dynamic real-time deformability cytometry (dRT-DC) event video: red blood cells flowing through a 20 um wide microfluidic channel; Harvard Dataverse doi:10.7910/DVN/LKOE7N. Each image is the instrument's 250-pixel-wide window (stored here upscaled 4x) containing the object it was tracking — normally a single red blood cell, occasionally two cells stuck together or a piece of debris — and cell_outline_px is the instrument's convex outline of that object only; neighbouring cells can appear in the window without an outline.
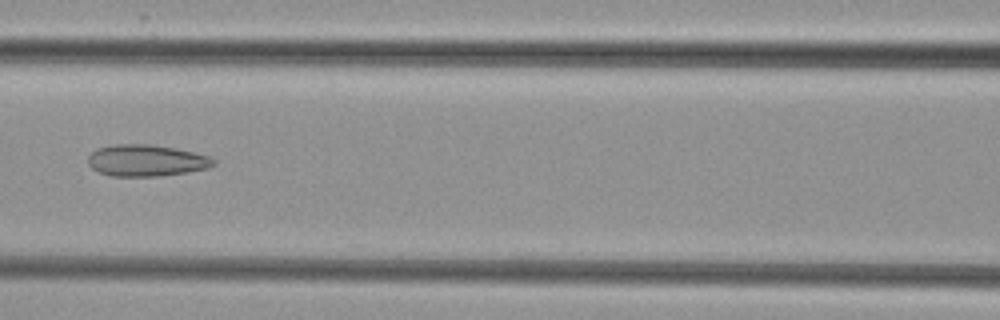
{"species": "common noctule bat (a hibernating species)", "species_latin": "Nyctalus noctula", "temperature_condition": "cold", "stored_images_in_passage": 4, "camera_frame_rate_fps": 3000, "um_per_image_px": 0.085, "animal": {"sex": "female", "body_mass_g": 29.2, "forearm_length_mm": 56.3}, "frame": {"image": 1, "passage_image": 4, "time_ms": 3.667, "image_size_px": [1000, 320], "cell_outline_px": [[216, 164], [208, 168], [188, 172], [160, 176], [112, 176], [100, 172], [92, 168], [88, 164], [88, 156], [96, 148], [112, 144], [152, 144], [176, 148], [208, 156], [216, 160]], "centroid_in_image_um": [12.43, 13.63], "position_along_channel_um": 154.2, "area_um2": 23.24}}